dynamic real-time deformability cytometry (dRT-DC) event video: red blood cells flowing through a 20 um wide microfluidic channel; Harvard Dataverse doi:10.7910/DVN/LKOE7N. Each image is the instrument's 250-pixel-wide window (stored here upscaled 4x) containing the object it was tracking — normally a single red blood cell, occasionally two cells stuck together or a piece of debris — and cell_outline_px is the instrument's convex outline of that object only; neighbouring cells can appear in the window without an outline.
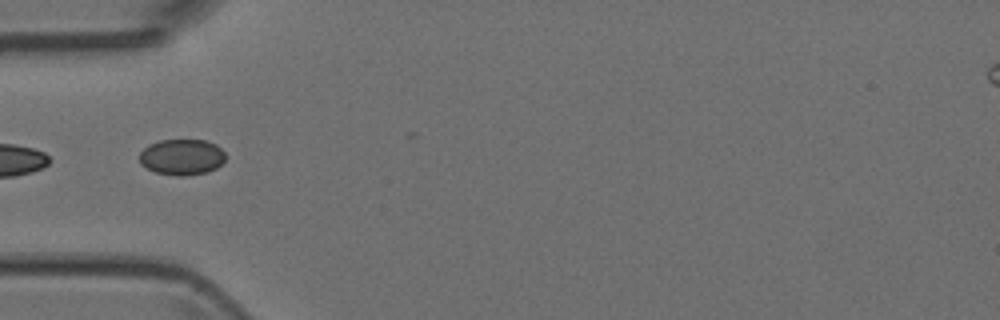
{"species": "Egyptian fruit bat (a non-hibernating species)", "species_latin": "Rousettus aegyptiacus", "temperature_condition": "room temperature", "stored_images_in_passage": 2, "camera_frame_rate_fps": 3000, "um_per_image_px": 0.085, "animal": {"sex": "female"}, "frame": {"image": 1, "passage_image": 2, "time_ms": 1.333, "image_size_px": [1000, 320], "cell_outline_px": [[224, 160], [216, 168], [208, 172], [184, 176], [176, 176], [156, 172], [140, 164], [140, 152], [148, 144], [160, 140], [204, 140], [216, 144], [224, 152]], "centroid_in_image_um": [15.45, 13.34], "position_along_channel_um": 69.6, "area_um2": 17.98}}